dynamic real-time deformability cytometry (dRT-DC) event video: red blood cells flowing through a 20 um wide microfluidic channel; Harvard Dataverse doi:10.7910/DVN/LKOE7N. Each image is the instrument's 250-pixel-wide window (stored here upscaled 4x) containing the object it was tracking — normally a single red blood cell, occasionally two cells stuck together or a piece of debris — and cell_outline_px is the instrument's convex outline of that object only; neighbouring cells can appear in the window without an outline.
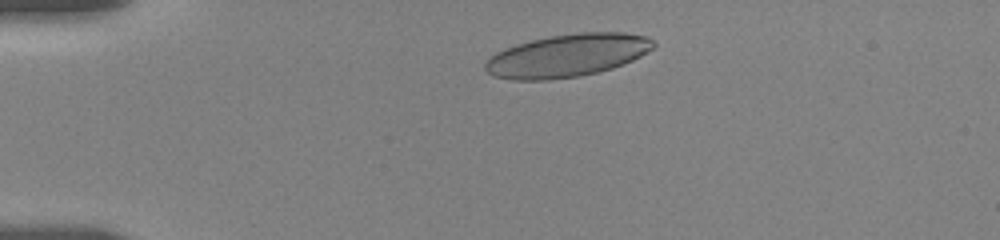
{"species": "human", "species_latin": "Homo sapiens", "temperature_condition": "room temperature", "stored_images_in_passage": 40, "camera_frame_rate_fps": 3000, "um_per_image_px": 0.085, "donor": {"sex": "female"}, "frame": {"image": 1, "passage_image": 6, "time_ms": 1.667, "image_size_px": [1000, 240], "cell_outline_px": [[656, 44], [652, 48], [640, 56], [632, 60], [612, 68], [580, 76], [544, 80], [512, 80], [492, 76], [484, 68], [484, 64], [496, 52], [504, 48], [516, 44], [532, 40], [552, 36], [580, 32], [624, 32], [648, 36]], "centroid_in_image_um": [48.21, 4.72], "position_along_channel_um": 36.8, "area_um2": 41.79}}
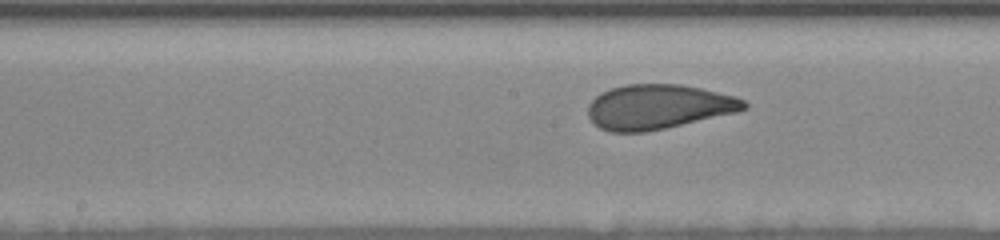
{"frame": {"image": 2, "passage_image": 23, "time_ms": 7.333, "image_size_px": [1000, 240], "cell_outline_px": [[748, 108], [736, 112], [664, 128], [644, 132], [612, 132], [600, 128], [588, 116], [588, 104], [600, 92], [612, 88], [628, 84], [680, 84], [700, 88], [736, 96], [744, 100], [748, 104]], "centroid_in_image_um": [55.95, 9.07], "position_along_channel_um": 192.2, "area_um2": 40.34}}
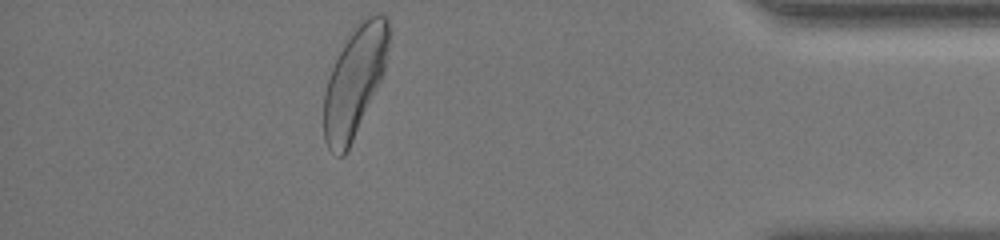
{"frame": {"image": 3, "passage_image": 40, "time_ms": 14.333, "image_size_px": [1000, 240], "cell_outline_px": [[388, 48], [384, 72], [352, 140], [344, 156], [336, 156], [328, 148], [324, 140], [324, 92], [332, 68], [344, 36], [360, 16], [376, 12], [380, 12], [388, 20]], "centroid_in_image_um": [30.12, 6.79], "position_along_channel_um": 405.1, "area_um2": 41.73}, "authors_computed_cell_mechanics": {"area_um2": 40.6912, "velocity_mm_per_s": 3.5714, "shape_relaxation_time_tau1_ms": 4.9327, "shape_relaxation_time_tau2_ms": 0.8094, "deformation_change_tau1": 0.169, "deformation_change_tau2": 0.0652}}